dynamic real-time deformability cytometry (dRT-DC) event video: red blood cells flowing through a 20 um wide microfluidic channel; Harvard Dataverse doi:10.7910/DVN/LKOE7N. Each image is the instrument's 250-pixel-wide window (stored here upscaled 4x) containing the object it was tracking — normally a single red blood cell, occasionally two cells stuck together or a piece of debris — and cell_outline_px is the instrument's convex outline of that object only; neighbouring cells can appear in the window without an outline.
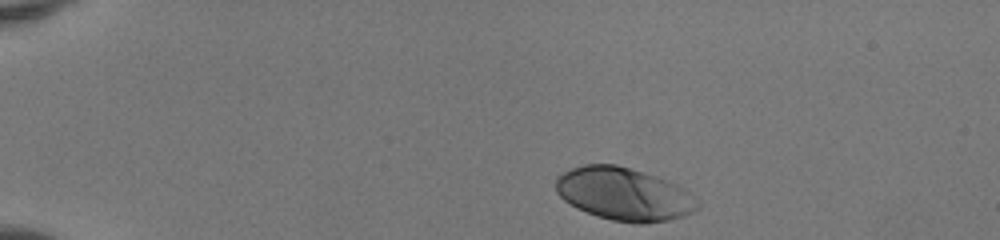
{"species": "human", "species_latin": "Homo sapiens", "temperature_condition": "room temperature", "stored_images_in_passage": 37, "camera_frame_rate_fps": 3000, "um_per_image_px": 0.085, "donor": {"sex": "female"}, "frame": {"image": 1, "passage_image": 1, "time_ms": 0.0, "image_size_px": [1000, 240], "cell_outline_px": [[700, 208], [684, 216], [668, 220], [644, 224], [636, 224], [612, 220], [596, 216], [576, 208], [564, 200], [556, 192], [556, 176], [572, 168], [584, 164], [616, 164], [644, 172], [668, 180], [684, 188], [700, 200]], "centroid_in_image_um": [53.07, 16.5], "position_along_channel_um": 31.9, "area_um2": 44.1}}
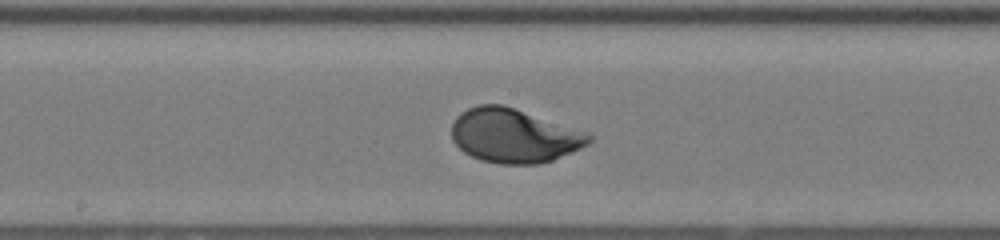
{"frame": {"image": 2, "passage_image": 20, "time_ms": 6.333, "image_size_px": [1000, 240], "cell_outline_px": [[592, 140], [588, 144], [580, 148], [552, 160], [540, 164], [500, 164], [480, 160], [464, 152], [452, 140], [452, 124], [456, 116], [460, 112], [468, 108], [480, 104], [504, 104], [592, 132]], "centroid_in_image_um": [43.73, 11.51], "position_along_channel_um": 204.5, "area_um2": 43.87}}
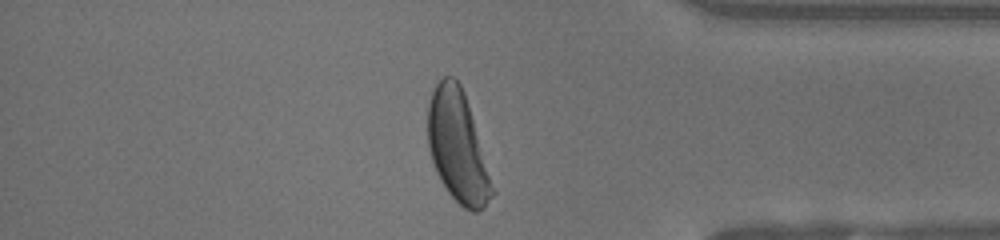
{"frame": {"image": 3, "passage_image": 35, "time_ms": 11.333, "image_size_px": [1000, 240], "cell_outline_px": [[496, 192], [484, 208], [476, 212], [472, 212], [464, 208], [448, 192], [440, 180], [436, 172], [428, 148], [428, 104], [432, 92], [436, 84], [444, 76], [452, 76], [460, 84], [464, 92]], "centroid_in_image_um": [38.9, 12.49], "position_along_channel_um": 396.3, "area_um2": 41.56}, "authors_computed_cell_mechanics": {"area_um2": 42.4252, "velocity_mm_per_s": 4.1127, "shape_relaxation_time_tau1_ms": 1.7841, "shape_relaxation_time_tau2_ms": null, "deformation_change_tau1": 0.1544, "deformation_change_tau2": null}}